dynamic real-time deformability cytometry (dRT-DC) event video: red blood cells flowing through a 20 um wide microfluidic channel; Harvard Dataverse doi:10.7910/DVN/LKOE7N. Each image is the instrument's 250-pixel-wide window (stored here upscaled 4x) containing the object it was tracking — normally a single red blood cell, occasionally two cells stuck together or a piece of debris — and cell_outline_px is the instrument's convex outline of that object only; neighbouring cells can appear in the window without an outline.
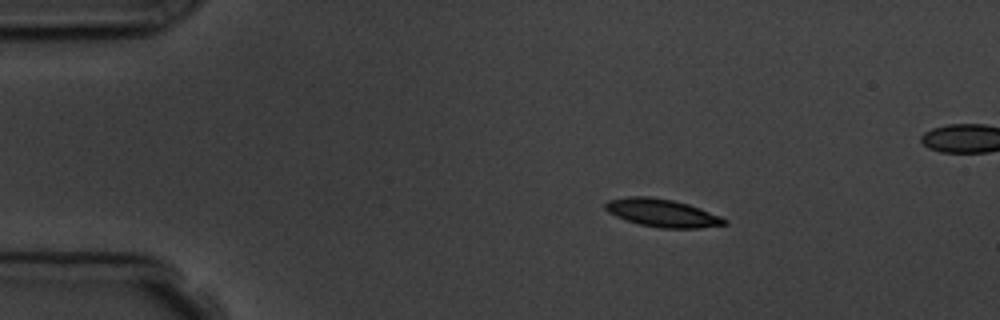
{"species": "common noctule bat (a hibernating species)", "species_latin": "Nyctalus noctula", "temperature_condition": "room temperature", "stored_images_in_passage": 5, "camera_frame_rate_fps": 3000, "um_per_image_px": 0.085, "animal": {"sex": "male", "body_mass_g": 19.5, "forearm_length_mm": 54.6}, "frame": {"image": 1, "passage_image": 2, "time_ms": 1.333, "image_size_px": [1000, 320], "cell_outline_px": [[728, 224], [700, 228], [660, 228], [640, 224], [616, 216], [608, 212], [604, 208], [604, 204], [608, 200], [628, 196], [652, 196], [672, 200], [688, 204], [700, 208], [720, 216], [728, 220]], "centroid_in_image_um": [56.29, 18.09], "position_along_channel_um": 28.7, "area_um2": 19.36}}